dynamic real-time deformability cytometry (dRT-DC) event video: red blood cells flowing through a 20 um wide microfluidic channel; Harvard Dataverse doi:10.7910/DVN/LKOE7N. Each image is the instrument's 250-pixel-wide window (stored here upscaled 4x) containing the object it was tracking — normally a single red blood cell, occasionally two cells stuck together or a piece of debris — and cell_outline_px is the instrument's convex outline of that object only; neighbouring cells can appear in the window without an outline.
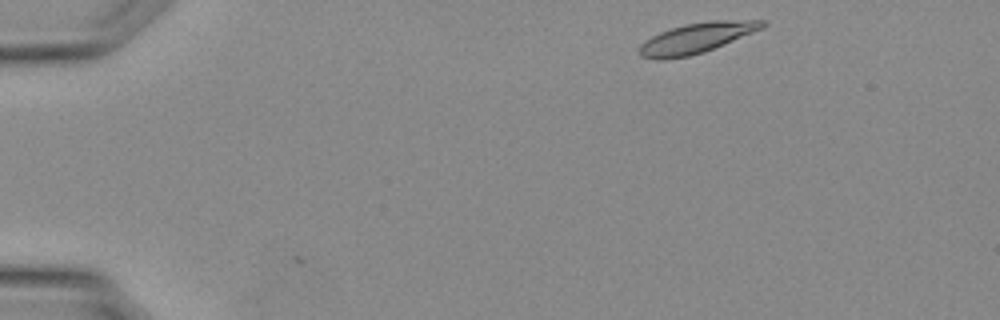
{"species": "Egyptian fruit bat (a non-hibernating species)", "species_latin": "Rousettus aegyptiacus", "temperature_condition": "warm", "stored_images_in_passage": 31, "camera_frame_rate_fps": 3000, "um_per_image_px": 0.085, "animal": {"sex": "female"}, "frame": {"image": 1, "passage_image": 1, "time_ms": 0.0, "image_size_px": [1000, 320], "cell_outline_px": [[768, 24], [764, 28], [704, 52], [688, 56], [664, 60], [640, 56], [640, 44], [644, 40], [660, 32], [684, 24], [712, 20], [764, 20]], "centroid_in_image_um": [59.23, 3.22], "position_along_channel_um": 25.8, "area_um2": 21.62}}
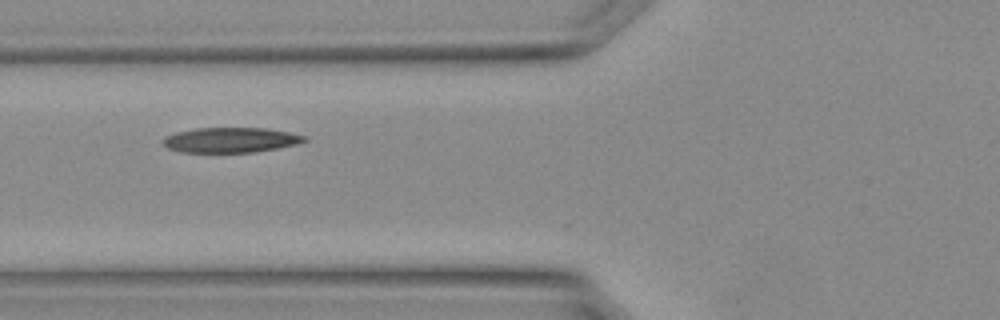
{"frame": {"image": 2, "passage_image": 10, "time_ms": 3.0, "image_size_px": [1000, 320], "cell_outline_px": [[308, 140], [296, 144], [256, 152], [180, 152], [168, 148], [160, 140], [164, 136], [176, 132], [196, 128], [268, 128], [308, 136]], "centroid_in_image_um": [19.59, 11.89], "position_along_channel_um": 106.2, "area_um2": 20.75}}
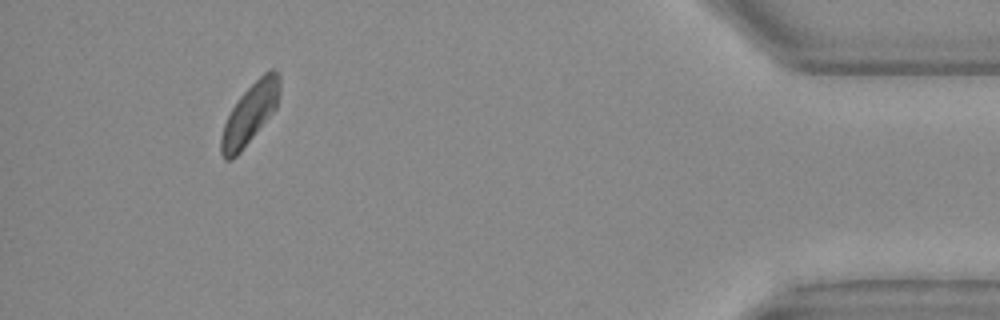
{"frame": {"image": 3, "passage_image": 29, "time_ms": 9.333, "image_size_px": [1000, 320], "cell_outline_px": [[280, 92], [276, 108], [240, 152], [232, 160], [224, 160], [220, 152], [220, 136], [224, 124], [232, 108], [240, 96], [268, 68], [276, 68], [280, 72]], "centroid_in_image_um": [21.25, 9.64], "position_along_channel_um": 413.9, "area_um2": 20.58}}